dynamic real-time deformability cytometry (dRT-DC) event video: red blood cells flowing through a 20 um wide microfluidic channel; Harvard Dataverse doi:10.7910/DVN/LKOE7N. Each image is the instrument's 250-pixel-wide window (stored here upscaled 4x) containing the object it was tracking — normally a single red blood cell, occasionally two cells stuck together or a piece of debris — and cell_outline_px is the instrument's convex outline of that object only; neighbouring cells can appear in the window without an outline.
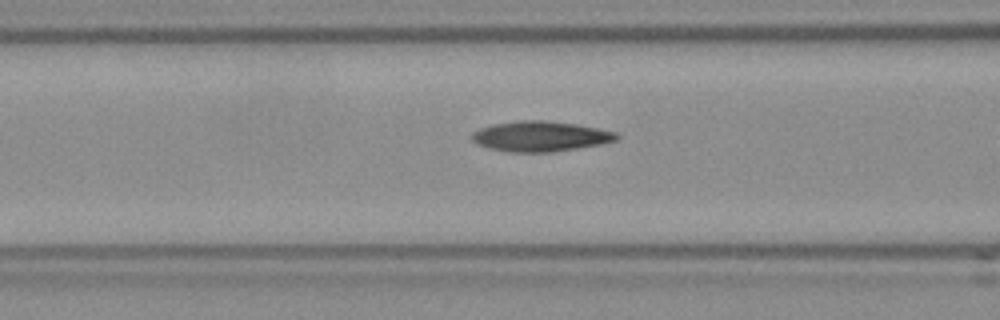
{"species": "Egyptian fruit bat (a non-hibernating species)", "species_latin": "Rousettus aegyptiacus", "temperature_condition": "room temperature", "stored_images_in_passage": 9, "camera_frame_rate_fps": 3000, "um_per_image_px": 0.085, "frame": {"image": 1, "passage_image": 7, "time_ms": 2.0, "image_size_px": [1000, 320], "cell_outline_px": [[620, 136], [616, 140], [600, 144], [552, 152], [508, 152], [488, 148], [476, 144], [472, 140], [472, 132], [480, 128], [492, 124], [520, 120], [544, 120], [576, 124], [616, 132]], "centroid_in_image_um": [45.89, 11.58], "position_along_channel_um": 120.7, "area_um2": 25.49}}